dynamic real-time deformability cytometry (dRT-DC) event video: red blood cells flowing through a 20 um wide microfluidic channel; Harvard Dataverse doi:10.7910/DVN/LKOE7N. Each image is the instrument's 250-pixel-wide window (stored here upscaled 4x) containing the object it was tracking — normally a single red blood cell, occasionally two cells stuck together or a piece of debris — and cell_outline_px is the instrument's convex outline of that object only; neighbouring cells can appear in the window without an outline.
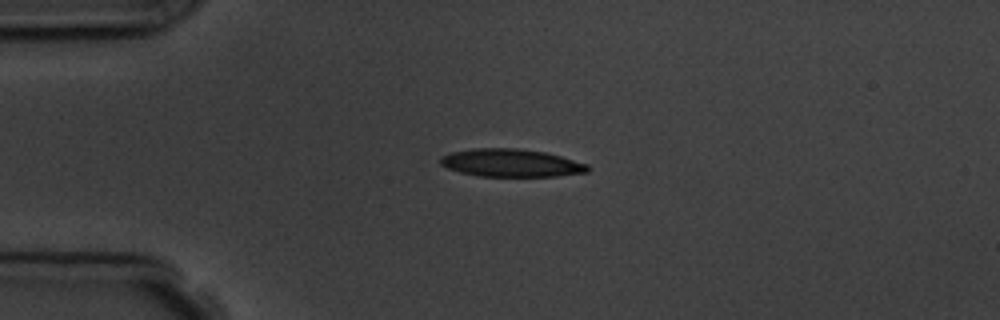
{"species": "common noctule bat (a hibernating species)", "species_latin": "Nyctalus noctula", "temperature_condition": "room temperature", "stored_images_in_passage": 4, "camera_frame_rate_fps": 3000, "um_per_image_px": 0.085, "animal": {"sex": "male", "body_mass_g": 19.5, "forearm_length_mm": 54.6}, "frame": {"image": 1, "passage_image": 3, "time_ms": 2.333, "image_size_px": [1000, 320], "cell_outline_px": [[592, 168], [588, 172], [556, 176], [480, 176], [460, 172], [448, 168], [440, 164], [440, 156], [452, 152], [476, 148], [516, 148], [544, 152], [560, 156], [588, 164]], "centroid_in_image_um": [43.46, 13.85], "position_along_channel_um": 41.5, "area_um2": 23.81}}